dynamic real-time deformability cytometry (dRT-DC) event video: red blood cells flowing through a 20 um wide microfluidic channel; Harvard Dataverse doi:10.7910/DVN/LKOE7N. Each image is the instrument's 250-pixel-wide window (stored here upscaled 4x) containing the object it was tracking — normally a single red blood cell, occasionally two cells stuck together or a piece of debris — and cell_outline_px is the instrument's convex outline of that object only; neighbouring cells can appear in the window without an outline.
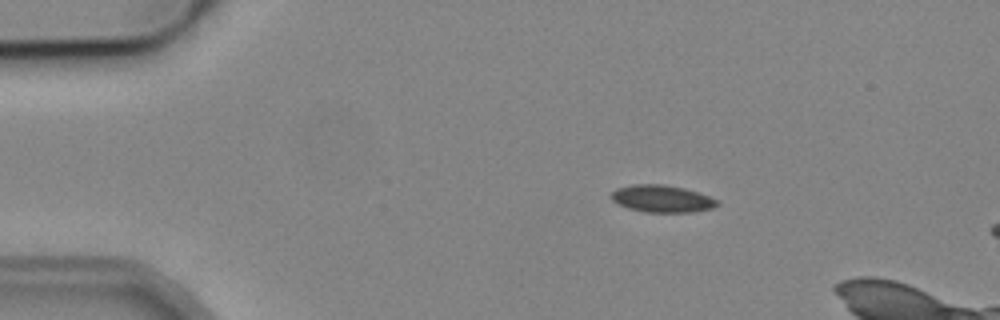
{"species": "common noctule bat (a hibernating species)", "species_latin": "Nyctalus noctula", "temperature_condition": "cold", "stored_images_in_passage": 5, "camera_frame_rate_fps": 3000, "um_per_image_px": 0.085, "animal": {"sex": "male", "body_mass_g": 19.2, "forearm_length_mm": 51.8}, "frame": {"image": 1, "passage_image": 3, "time_ms": 2.0, "image_size_px": [1000, 320], "cell_outline_px": [[720, 204], [712, 208], [692, 212], [644, 212], [628, 208], [616, 204], [612, 200], [612, 192], [616, 188], [632, 184], [664, 184], [684, 188], [720, 200]], "centroid_in_image_um": [56.26, 16.89], "position_along_channel_um": 28.7, "area_um2": 16.88}}